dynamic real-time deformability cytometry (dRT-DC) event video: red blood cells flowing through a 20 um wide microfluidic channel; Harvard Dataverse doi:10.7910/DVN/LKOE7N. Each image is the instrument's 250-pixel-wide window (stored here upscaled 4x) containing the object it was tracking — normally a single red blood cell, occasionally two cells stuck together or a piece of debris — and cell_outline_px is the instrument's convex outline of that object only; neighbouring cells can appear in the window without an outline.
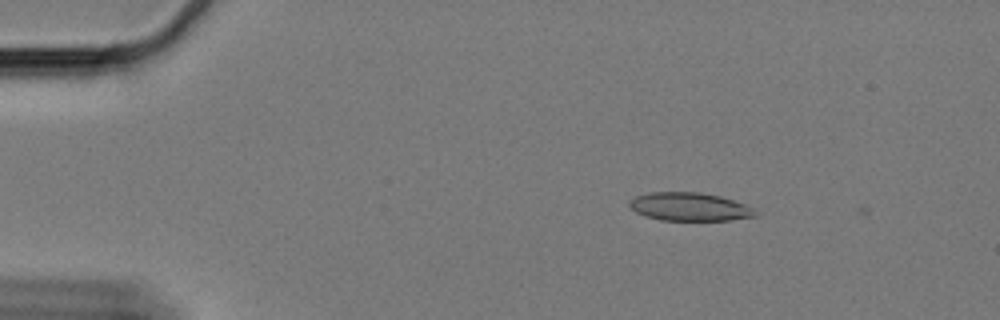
{"species": "Egyptian fruit bat (a non-hibernating species)", "species_latin": "Rousettus aegyptiacus", "temperature_condition": "cold", "stored_images_in_passage": 53, "camera_frame_rate_fps": 3000, "um_per_image_px": 0.085, "animal": {"sex": "female"}, "frame": {"image": 1, "passage_image": 2, "time_ms": 0.333, "image_size_px": [1000, 320], "cell_outline_px": [[752, 216], [728, 220], [664, 220], [648, 216], [636, 212], [632, 208], [632, 200], [640, 196], [656, 192], [692, 192], [716, 196], [732, 200], [740, 204]], "centroid_in_image_um": [58.49, 17.58], "position_along_channel_um": 26.5, "area_um2": 19.13}}
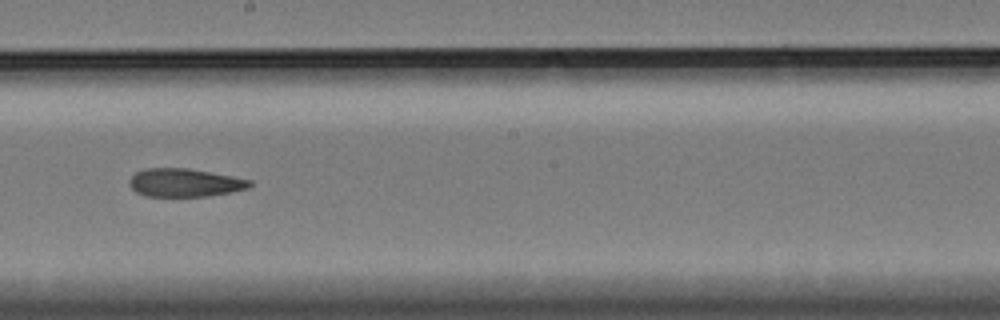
{"frame": {"image": 2, "passage_image": 27, "time_ms": 8.667, "image_size_px": [1000, 320], "cell_outline_px": [[252, 184], [244, 188], [228, 192], [200, 196], [148, 196], [132, 188], [132, 176], [136, 172], [148, 168], [184, 168], [208, 172], [248, 180]], "centroid_in_image_um": [15.65, 15.52], "position_along_channel_um": 232.5, "area_um2": 18.73}}
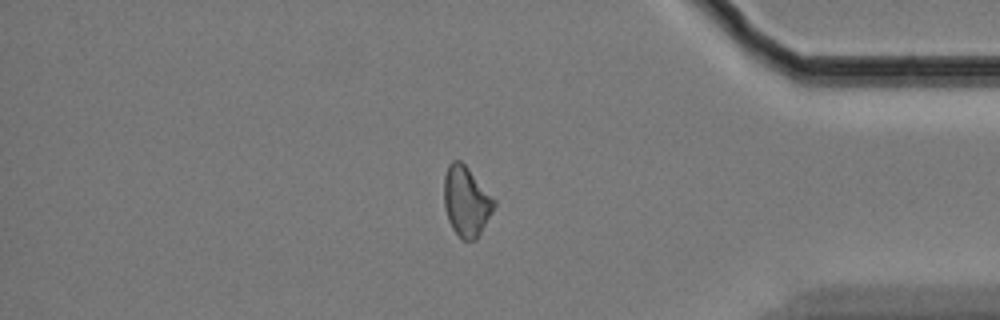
{"frame": {"image": 3, "passage_image": 44, "time_ms": 14.333, "image_size_px": [1000, 320], "cell_outline_px": [[496, 204], [476, 240], [464, 240], [452, 228], [448, 220], [444, 204], [444, 176], [448, 164], [452, 160], [460, 160], [464, 164], [496, 200]], "centroid_in_image_um": [39.62, 17.09], "position_along_channel_um": 395.6, "area_um2": 20.17}, "authors_computed_cell_mechanics": {"area_um2": 19.363, "velocity_mm_per_s": 3.2995, "shape_relaxation_time_tau1_ms": null, "shape_relaxation_time_tau2_ms": 4.7638, "deformation_change_tau1": null, "deformation_change_tau2": 0.1319}}